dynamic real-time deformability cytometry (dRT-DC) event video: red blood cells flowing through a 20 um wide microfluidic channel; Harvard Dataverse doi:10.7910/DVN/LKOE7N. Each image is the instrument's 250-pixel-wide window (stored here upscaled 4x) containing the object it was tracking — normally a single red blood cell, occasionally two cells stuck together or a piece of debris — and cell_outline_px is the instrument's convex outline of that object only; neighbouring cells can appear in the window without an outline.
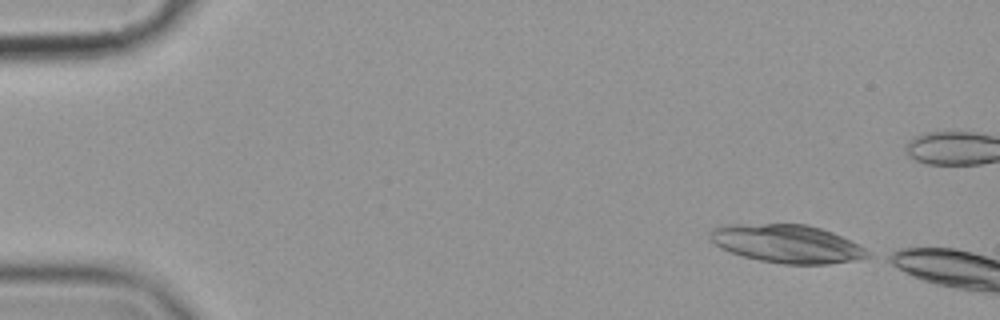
{"species": "common noctule bat (a hibernating species)", "species_latin": "Nyctalus noctula", "temperature_condition": "cold", "stored_images_in_passage": 12, "camera_frame_rate_fps": 3000, "um_per_image_px": 0.085, "animal": {"sex": "female", "body_mass_g": 19.9}, "frame": {"image": 1, "passage_image": 1, "time_ms": 0.0, "image_size_px": [1000, 320], "cell_outline_px": [[872, 256], [828, 264], [784, 264], [760, 260], [744, 256], [720, 248], [708, 236], [712, 228], [728, 224], [808, 224], [832, 232], [864, 248]], "centroid_in_image_um": [66.85, 20.71], "position_along_channel_um": 18.1, "area_um2": 34.62}}